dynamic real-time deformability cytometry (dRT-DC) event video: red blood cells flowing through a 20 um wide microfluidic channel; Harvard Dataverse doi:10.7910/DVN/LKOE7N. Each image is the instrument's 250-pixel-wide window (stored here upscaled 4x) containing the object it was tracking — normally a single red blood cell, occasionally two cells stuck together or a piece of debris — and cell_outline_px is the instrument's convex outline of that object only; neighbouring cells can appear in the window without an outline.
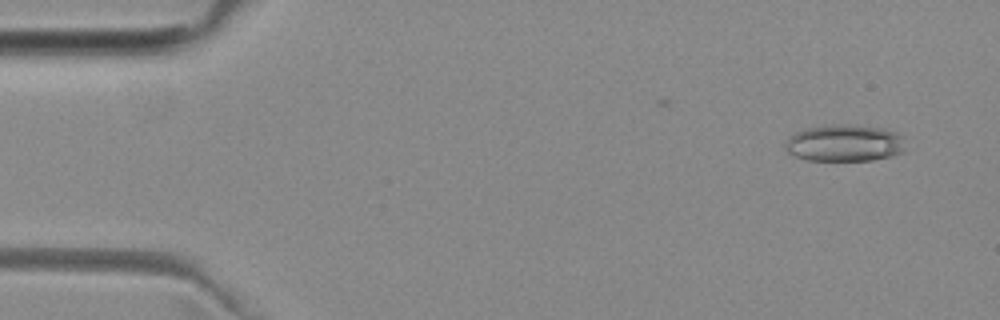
{"species": "common noctule bat (a hibernating species)", "species_latin": "Nyctalus noctula", "temperature_condition": "room temperature", "stored_images_in_passage": 53, "camera_frame_rate_fps": 3000, "um_per_image_px": 0.085, "animal": {"sex": "female", "body_mass_g": 29.2, "forearm_length_mm": 56.3}, "frame": {"image": 1, "passage_image": 4, "time_ms": 1.0, "image_size_px": [1000, 320], "cell_outline_px": [[904, 152], [892, 156], [872, 160], [808, 160], [796, 156], [788, 152], [784, 148], [784, 144], [796, 132], [808, 128], [840, 124], [844, 124], [884, 128], [896, 132], [900, 136], [904, 148]], "centroid_in_image_um": [71.8, 12.17], "position_along_channel_um": 13.2, "area_um2": 25.49}}
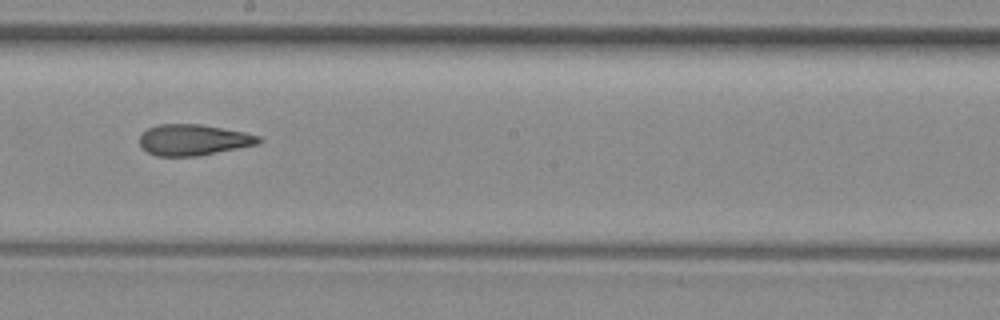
{"frame": {"image": 2, "passage_image": 29, "time_ms": 9.333, "image_size_px": [1000, 320], "cell_outline_px": [[264, 140], [260, 144], [200, 156], [156, 156], [148, 152], [140, 144], [140, 136], [148, 128], [156, 124], [200, 124], [244, 132], [260, 136]], "centroid_in_image_um": [16.49, 11.89], "position_along_channel_um": 231.7, "area_um2": 21.68}}
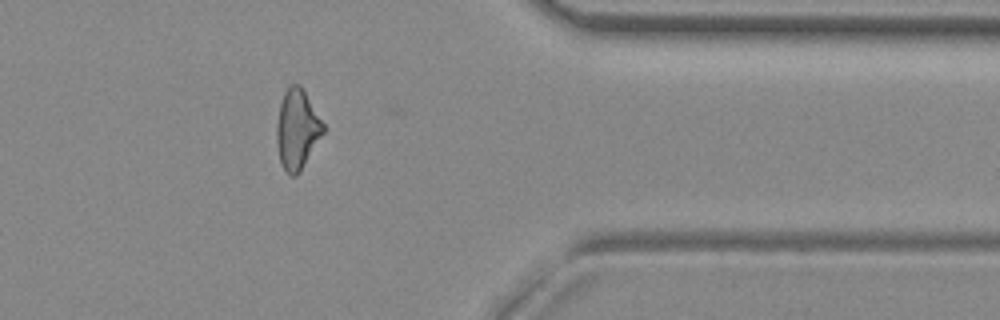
{"frame": {"image": 3, "passage_image": 42, "time_ms": 13.667, "image_size_px": [1000, 320], "cell_outline_px": [[324, 132], [300, 172], [296, 176], [292, 176], [280, 164], [276, 140], [276, 124], [280, 104], [284, 92], [292, 84], [300, 84], [324, 124]], "centroid_in_image_um": [25.24, 11.0], "position_along_channel_um": 386.2, "area_um2": 21.5}, "authors_computed_cell_mechanics": {"area_um2": 22.3686, "velocity_mm_per_s": 4.0055, "shape_relaxation_time_tau1_ms": null, "shape_relaxation_time_tau2_ms": 2.6139, "deformation_change_tau1": null, "deformation_change_tau2": 0.1197}}